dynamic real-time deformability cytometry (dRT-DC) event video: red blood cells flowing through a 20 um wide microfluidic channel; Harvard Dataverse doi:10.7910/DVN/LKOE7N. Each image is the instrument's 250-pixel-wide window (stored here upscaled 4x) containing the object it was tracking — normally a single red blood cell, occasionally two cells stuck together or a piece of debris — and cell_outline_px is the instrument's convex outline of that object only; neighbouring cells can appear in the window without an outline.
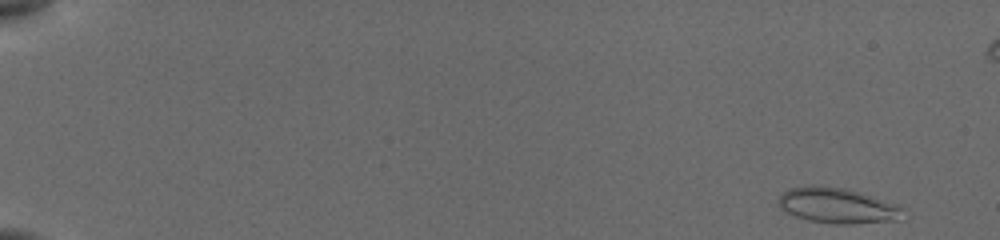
{"species": "common noctule bat (a hibernating species)", "species_latin": "Nyctalus noctula", "temperature_condition": "cold", "stored_images_in_passage": 21, "camera_frame_rate_fps": 3000, "um_per_image_px": 0.085, "animal": {"sex": "female", "body_mass_g": 19.5, "forearm_length_mm": 54.1}, "frame": {"image": 1, "passage_image": 1, "time_ms": 0.0, "image_size_px": [1000, 240], "cell_outline_px": [[908, 208], [904, 220], [852, 224], [836, 224], [808, 220], [796, 216], [780, 208], [776, 204], [776, 200], [788, 188], [812, 184], [844, 188], [904, 204]], "centroid_in_image_um": [71.31, 17.47], "position_along_channel_um": 13.7, "area_um2": 26.76}}